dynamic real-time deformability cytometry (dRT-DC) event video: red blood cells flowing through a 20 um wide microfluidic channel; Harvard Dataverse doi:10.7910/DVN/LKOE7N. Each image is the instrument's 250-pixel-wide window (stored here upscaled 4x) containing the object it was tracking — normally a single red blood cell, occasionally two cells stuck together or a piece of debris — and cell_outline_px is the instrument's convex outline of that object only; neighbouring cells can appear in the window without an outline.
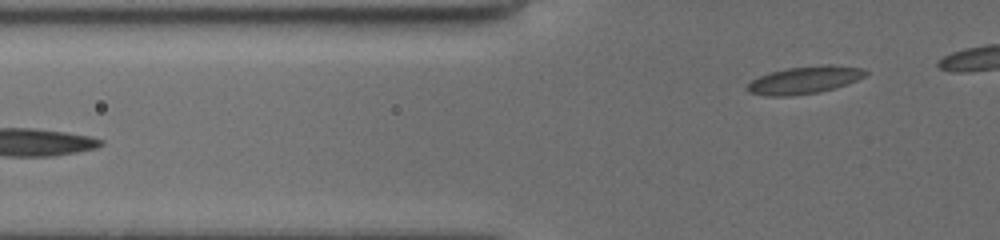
{"species": "common noctule bat (a hibernating species)", "species_latin": "Nyctalus noctula", "temperature_condition": "cold", "stored_images_in_passage": 3, "camera_frame_rate_fps": 3000, "um_per_image_px": 0.085, "animal": {"sex": "female", "body_mass_g": 19.5, "forearm_length_mm": 54.1}, "frame": {"image": 1, "passage_image": 3, "time_ms": 2.333, "image_size_px": [1000, 240], "cell_outline_px": [[868, 72], [864, 76], [856, 80], [836, 88], [820, 92], [792, 96], [768, 96], [748, 92], [744, 88], [752, 80], [760, 76], [772, 72], [788, 68], [820, 64], [832, 64], [860, 68]], "centroid_in_image_um": [68.37, 6.8], "position_along_channel_um": 57.4, "area_um2": 18.96}}